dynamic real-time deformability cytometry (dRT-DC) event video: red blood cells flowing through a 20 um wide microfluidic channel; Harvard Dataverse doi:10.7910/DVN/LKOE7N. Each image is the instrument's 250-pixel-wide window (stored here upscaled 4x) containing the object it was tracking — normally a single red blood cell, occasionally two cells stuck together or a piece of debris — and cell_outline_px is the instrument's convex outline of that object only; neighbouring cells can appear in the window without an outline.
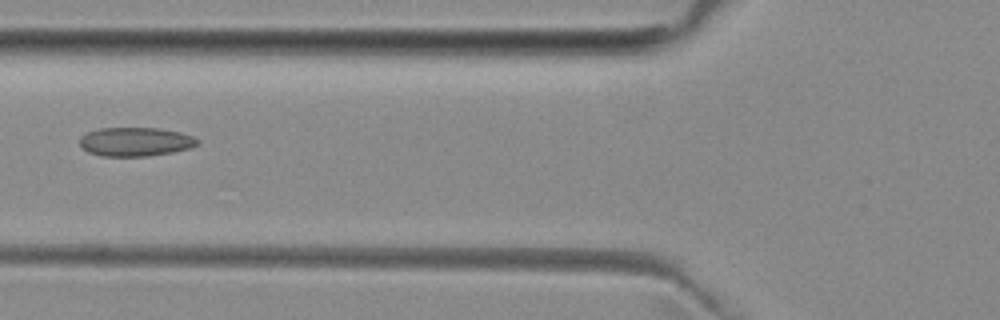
{"species": "common noctule bat (a hibernating species)", "species_latin": "Nyctalus noctula", "temperature_condition": "room temperature", "stored_images_in_passage": 3, "camera_frame_rate_fps": 3000, "um_per_image_px": 0.085, "animal": {"sex": "female", "body_mass_g": 29.2, "forearm_length_mm": 56.3}, "frame": {"image": 1, "passage_image": 3, "time_ms": 2.333, "image_size_px": [1000, 320], "cell_outline_px": [[200, 144], [192, 148], [172, 152], [148, 156], [100, 156], [88, 152], [80, 144], [80, 136], [88, 132], [100, 128], [160, 128], [180, 132], [192, 136], [200, 140]], "centroid_in_image_um": [11.55, 12.05], "position_along_channel_um": 114.3, "area_um2": 19.94}}